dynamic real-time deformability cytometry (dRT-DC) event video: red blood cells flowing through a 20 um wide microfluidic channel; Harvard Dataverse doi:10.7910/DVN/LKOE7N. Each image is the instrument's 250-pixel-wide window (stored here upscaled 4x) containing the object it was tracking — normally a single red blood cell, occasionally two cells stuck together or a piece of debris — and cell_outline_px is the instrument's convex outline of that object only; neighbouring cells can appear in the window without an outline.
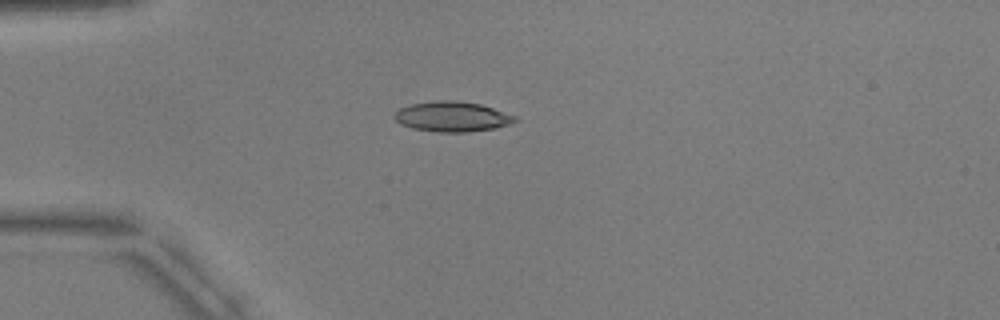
{"species": "common noctule bat (a hibernating species)", "species_latin": "Nyctalus noctula", "temperature_condition": "warm", "stored_images_in_passage": 5, "camera_frame_rate_fps": 3000, "um_per_image_px": 0.085, "animal": {"sex": "male", "body_mass_g": 17.9, "forearm_length_mm": 54.2}, "frame": {"image": 1, "passage_image": 3, "time_ms": 3.333, "image_size_px": [1000, 320], "cell_outline_px": [[516, 120], [512, 124], [496, 128], [468, 132], [436, 132], [412, 128], [400, 124], [392, 116], [400, 108], [412, 104], [436, 100], [456, 100], [480, 104], [516, 116]], "centroid_in_image_um": [38.43, 9.92], "position_along_channel_um": 46.6, "area_um2": 21.21}}
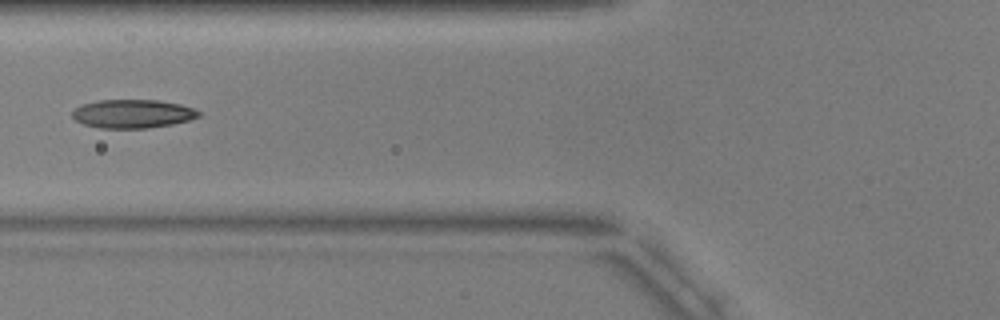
{"frame": {"image": 2, "passage_image": 5, "time_ms": 5.667, "image_size_px": [1000, 320], "cell_outline_px": [[200, 116], [188, 120], [172, 124], [148, 128], [100, 128], [84, 124], [76, 120], [72, 116], [72, 112], [80, 104], [100, 100], [156, 100], [180, 104], [192, 108], [200, 112]], "centroid_in_image_um": [11.26, 9.67], "position_along_channel_um": 114.5, "area_um2": 20.92}}